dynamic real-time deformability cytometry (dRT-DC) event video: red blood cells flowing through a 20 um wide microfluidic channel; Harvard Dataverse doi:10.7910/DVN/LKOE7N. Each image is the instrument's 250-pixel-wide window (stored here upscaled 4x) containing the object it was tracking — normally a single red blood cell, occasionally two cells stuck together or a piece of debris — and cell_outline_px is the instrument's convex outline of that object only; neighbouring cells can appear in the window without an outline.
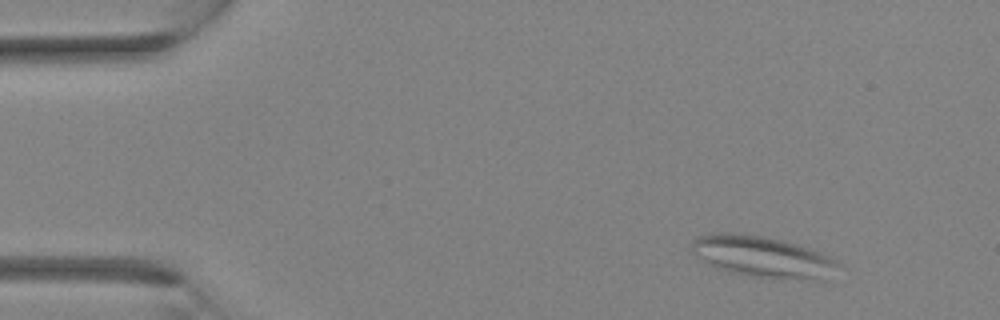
{"species": "Egyptian fruit bat (a non-hibernating species)", "species_latin": "Rousettus aegyptiacus", "temperature_condition": "room temperature", "stored_images_in_passage": 31, "camera_frame_rate_fps": 3000, "um_per_image_px": 0.085, "animal": {"sex": "female"}, "frame": {"image": 1, "passage_image": 1, "time_ms": 0.0, "image_size_px": [1000, 320], "cell_outline_px": [[844, 264], [824, 280], [812, 280], [744, 276], [728, 272], [696, 256], [692, 252], [692, 244], [696, 236], [720, 232], [728, 232], [764, 236], [796, 244], [820, 252]], "centroid_in_image_um": [64.87, 21.83], "position_along_channel_um": 20.1, "area_um2": 35.2}}
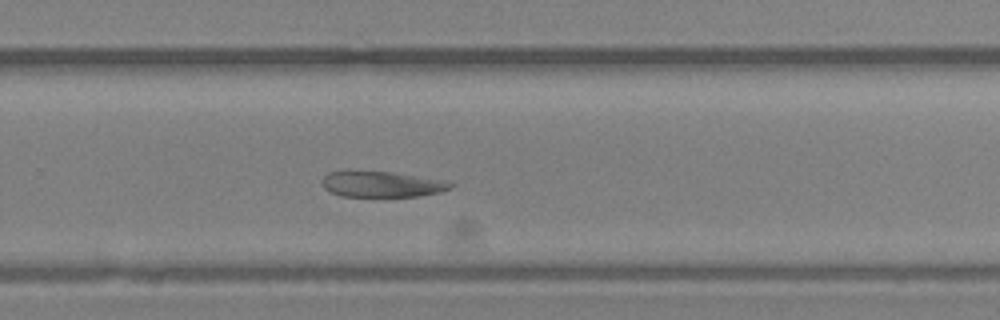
{"frame": {"image": 2, "passage_image": 20, "time_ms": 6.333, "image_size_px": [1000, 320], "cell_outline_px": [[456, 184], [452, 188], [440, 192], [416, 196], [384, 200], [340, 196], [328, 192], [324, 188], [324, 176], [328, 172], [392, 172], [444, 180]], "centroid_in_image_um": [32.49, 15.73], "position_along_channel_um": 297.3, "area_um2": 20.06}}
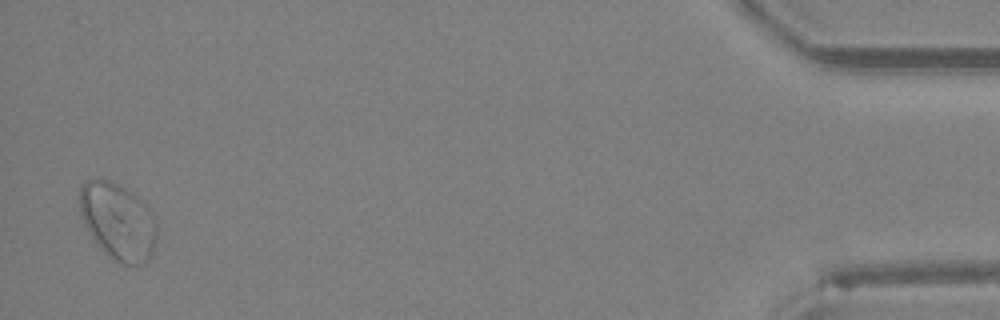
{"frame": {"image": 3, "passage_image": 31, "time_ms": 10.0, "image_size_px": [1000, 320], "cell_outline_px": [[156, 244], [148, 260], [144, 264], [124, 264], [116, 260], [104, 252], [84, 224], [80, 216], [80, 188], [84, 180], [100, 176], [132, 192], [156, 216]], "centroid_in_image_um": [10.02, 18.78], "position_along_channel_um": 425.2, "area_um2": 34.56}}